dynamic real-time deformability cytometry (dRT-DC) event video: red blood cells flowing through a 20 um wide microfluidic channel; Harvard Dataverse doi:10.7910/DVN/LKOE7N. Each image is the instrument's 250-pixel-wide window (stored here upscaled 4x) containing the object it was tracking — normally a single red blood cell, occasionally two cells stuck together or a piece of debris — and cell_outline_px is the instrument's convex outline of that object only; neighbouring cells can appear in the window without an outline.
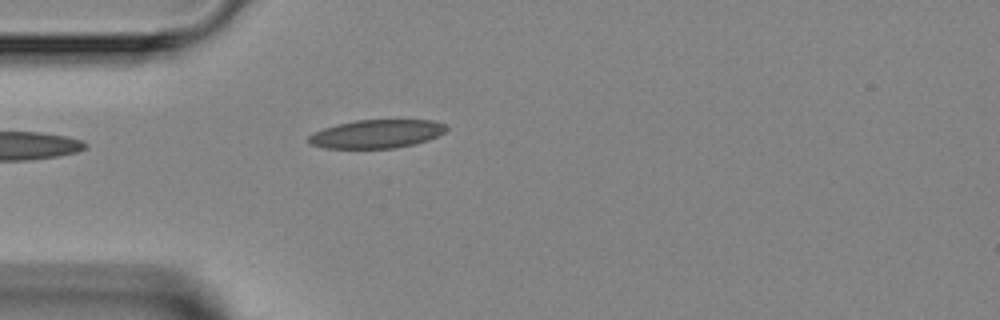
{"species": "Egyptian fruit bat (a non-hibernating species)", "species_latin": "Rousettus aegyptiacus", "temperature_condition": "room temperature", "stored_images_in_passage": 4, "camera_frame_rate_fps": 3000, "um_per_image_px": 0.085, "animal": {"sex": "female"}, "frame": {"image": 1, "passage_image": 4, "time_ms": 3.333, "image_size_px": [1000, 320], "cell_outline_px": [[448, 128], [444, 132], [428, 140], [416, 144], [392, 148], [324, 148], [312, 144], [308, 140], [308, 136], [312, 132], [336, 124], [356, 120], [432, 120], [448, 124]], "centroid_in_image_um": [32.03, 11.37], "position_along_channel_um": 53.0, "area_um2": 22.89}}